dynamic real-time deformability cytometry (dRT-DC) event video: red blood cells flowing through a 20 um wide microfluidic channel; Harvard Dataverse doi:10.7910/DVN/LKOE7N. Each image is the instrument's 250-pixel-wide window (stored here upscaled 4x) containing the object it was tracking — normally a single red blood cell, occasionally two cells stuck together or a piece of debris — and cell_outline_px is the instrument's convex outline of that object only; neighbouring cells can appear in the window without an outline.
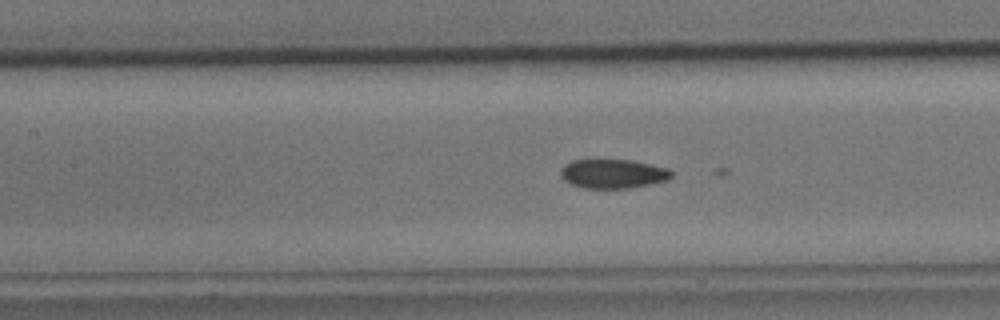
{"species": "common noctule bat (a hibernating species)", "species_latin": "Nyctalus noctula", "temperature_condition": "cold", "stored_images_in_passage": 27, "camera_frame_rate_fps": 3000, "um_per_image_px": 0.085, "animal": {"sex": "male", "body_mass_g": 15.6}, "frame": {"image": 1, "passage_image": 10, "time_ms": 3.0, "image_size_px": [1000, 320], "cell_outline_px": [[676, 172], [668, 180], [652, 184], [628, 188], [584, 188], [572, 184], [564, 180], [560, 172], [564, 164], [572, 160], [632, 160], [668, 168]], "centroid_in_image_um": [52.15, 14.77], "position_along_channel_um": 155.2, "area_um2": 18.9}}
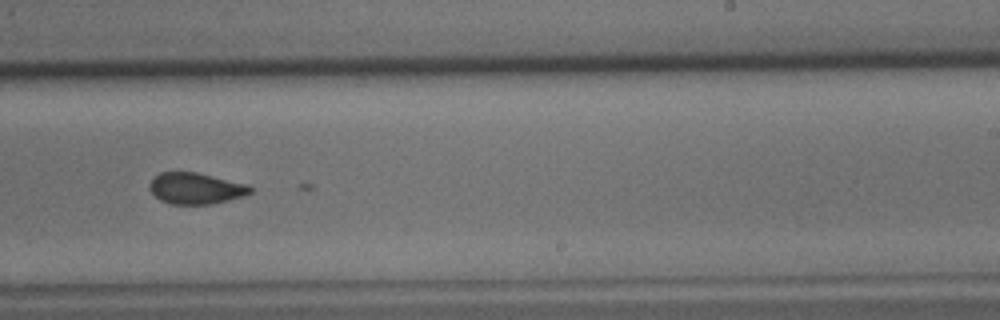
{"frame": {"image": 2, "passage_image": 20, "time_ms": 6.333, "image_size_px": [1000, 320], "cell_outline_px": [[252, 192], [244, 196], [212, 204], [172, 204], [160, 200], [148, 188], [148, 184], [160, 172], [196, 172], [248, 184], [252, 188]], "centroid_in_image_um": [16.65, 16.01], "position_along_channel_um": 272.4, "area_um2": 18.32}}
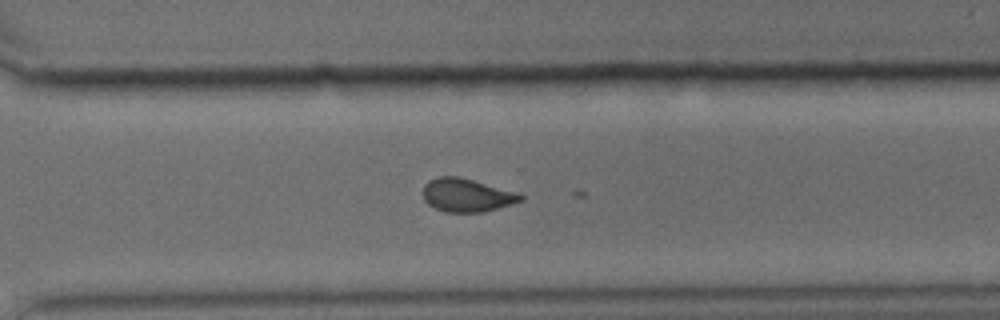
{"frame": {"image": 3, "passage_image": 25, "time_ms": 8.0, "image_size_px": [1000, 320], "cell_outline_px": [[524, 200], [496, 208], [480, 212], [448, 212], [436, 208], [428, 204], [424, 200], [424, 184], [428, 180], [440, 176], [460, 176], [520, 192], [524, 196]], "centroid_in_image_um": [39.7, 16.56], "position_along_channel_um": 330.9, "area_um2": 19.02}}